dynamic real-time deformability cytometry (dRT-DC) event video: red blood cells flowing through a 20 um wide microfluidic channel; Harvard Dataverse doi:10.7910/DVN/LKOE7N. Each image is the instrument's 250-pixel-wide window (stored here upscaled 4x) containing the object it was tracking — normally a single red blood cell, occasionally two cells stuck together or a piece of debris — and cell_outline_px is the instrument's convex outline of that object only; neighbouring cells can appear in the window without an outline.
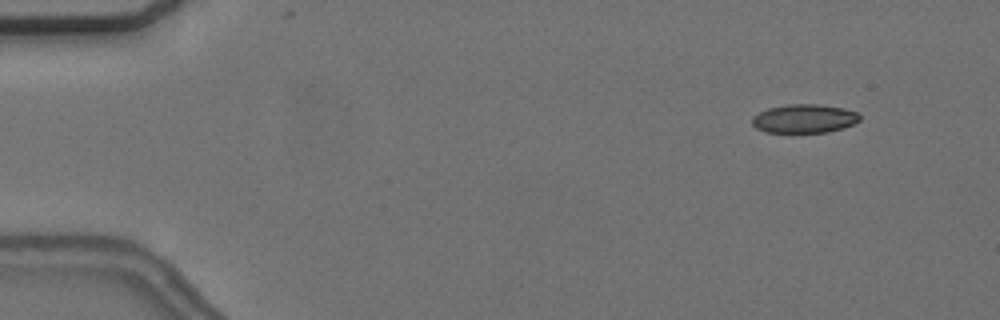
{"species": "common noctule bat (a hibernating species)", "species_latin": "Nyctalus noctula", "temperature_condition": "cold", "stored_images_in_passage": 6, "camera_frame_rate_fps": 3000, "um_per_image_px": 0.085, "animal": {"sex": "female", "body_mass_g": 24.6, "forearm_length_mm": 56.2}, "frame": {"image": 1, "passage_image": 2, "time_ms": 1.0, "image_size_px": [1000, 320], "cell_outline_px": [[860, 120], [844, 128], [828, 132], [768, 132], [756, 128], [752, 124], [752, 116], [768, 108], [788, 104], [816, 104], [844, 108], [856, 112], [860, 116]], "centroid_in_image_um": [68.36, 10.08], "position_along_channel_um": 16.6, "area_um2": 17.92}}
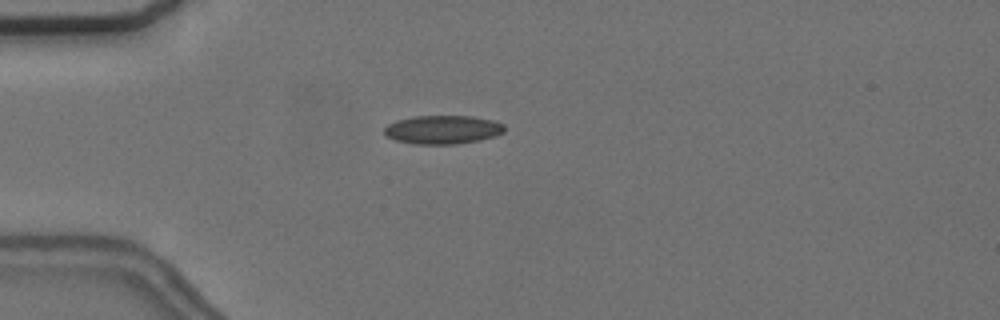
{"frame": {"image": 2, "passage_image": 4, "time_ms": 4.333, "image_size_px": [1000, 320], "cell_outline_px": [[504, 132], [496, 136], [480, 140], [456, 144], [416, 144], [396, 140], [384, 136], [384, 128], [388, 124], [396, 120], [412, 116], [472, 116], [496, 120], [504, 124]], "centroid_in_image_um": [37.64, 11.01], "position_along_channel_um": 47.4, "area_um2": 20.29}}